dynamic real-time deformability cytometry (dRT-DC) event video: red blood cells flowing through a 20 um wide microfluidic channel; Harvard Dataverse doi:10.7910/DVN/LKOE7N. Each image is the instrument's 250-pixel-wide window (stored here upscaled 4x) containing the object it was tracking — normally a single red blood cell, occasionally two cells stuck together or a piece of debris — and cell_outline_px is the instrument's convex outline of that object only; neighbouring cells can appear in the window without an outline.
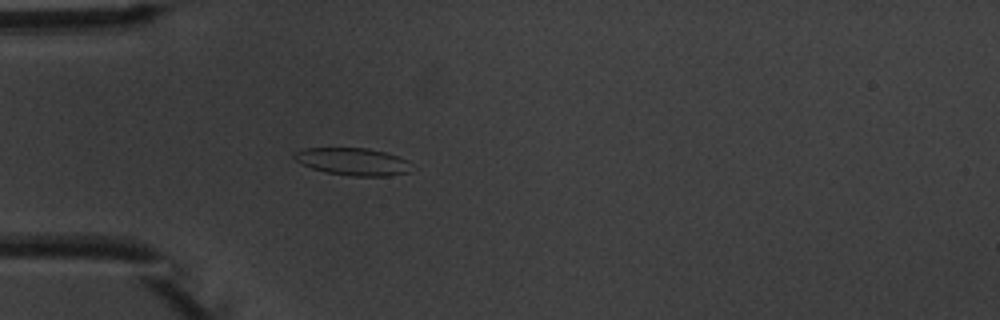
{"species": "common noctule bat (a hibernating species)", "species_latin": "Nyctalus noctula", "temperature_condition": "warm", "stored_images_in_passage": 4, "camera_frame_rate_fps": 3000, "um_per_image_px": 0.085, "animal": {"sex": "male", "body_mass_g": 20.1, "forearm_length_mm": 53.5}, "frame": {"image": 1, "passage_image": 4, "time_ms": 3.667, "image_size_px": [1000, 320], "cell_outline_px": [[408, 172], [388, 176], [352, 176], [324, 172], [312, 168], [296, 160], [292, 156], [292, 152], [304, 148], [368, 148], [384, 152], [408, 160]], "centroid_in_image_um": [29.93, 13.73], "position_along_channel_um": 55.1, "area_um2": 18.55}}